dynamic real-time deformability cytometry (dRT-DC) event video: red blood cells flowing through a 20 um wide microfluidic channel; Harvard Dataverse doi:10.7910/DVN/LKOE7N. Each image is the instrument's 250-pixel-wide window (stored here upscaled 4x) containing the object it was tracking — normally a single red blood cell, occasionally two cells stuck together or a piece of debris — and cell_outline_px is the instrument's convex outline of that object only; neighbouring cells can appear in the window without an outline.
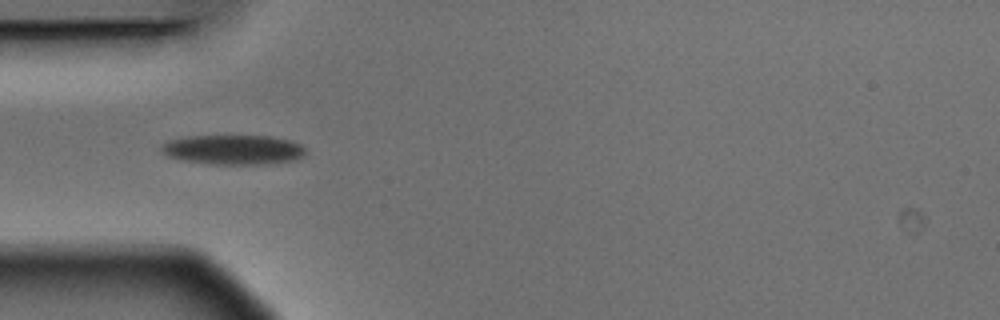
{"species": "Egyptian fruit bat (a non-hibernating species)", "species_latin": "Rousettus aegyptiacus", "temperature_condition": "warm", "stored_images_in_passage": 7, "camera_frame_rate_fps": 3000, "um_per_image_px": 0.085, "animal": {"sex": "male"}, "frame": {"image": 1, "passage_image": 3, "time_ms": 0.667, "image_size_px": [1000, 320], "cell_outline_px": [[308, 152], [304, 156], [296, 160], [264, 164], [212, 164], [180, 160], [164, 156], [160, 152], [160, 144], [168, 140], [188, 136], [268, 136], [292, 140], [300, 144]], "centroid_in_image_um": [19.79, 12.73], "position_along_channel_um": 65.2, "area_um2": 25.37}}
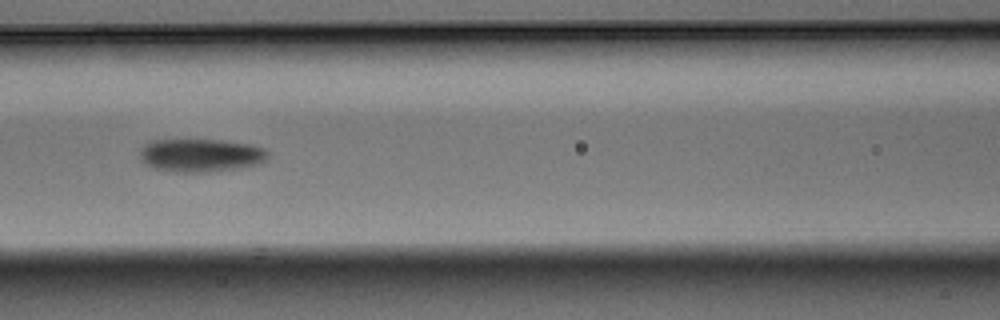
{"frame": {"image": 2, "passage_image": 5, "time_ms": 1.333, "image_size_px": [1000, 320], "cell_outline_px": [[268, 160], [260, 164], [240, 168], [208, 172], [176, 172], [152, 168], [140, 160], [140, 152], [144, 144], [152, 140], [224, 140], [248, 144], [264, 148], [268, 152]], "centroid_in_image_um": [17.08, 13.21], "position_along_channel_um": 149.5, "area_um2": 24.97}}
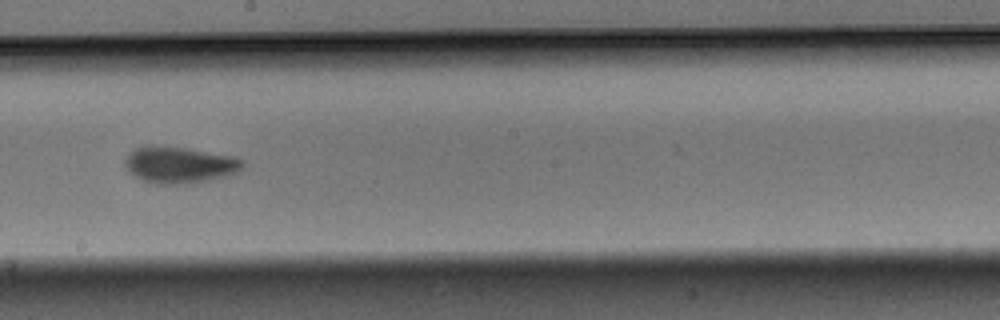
{"frame": {"image": 3, "passage_image": 7, "time_ms": 2.0, "image_size_px": [1000, 320], "cell_outline_px": [[244, 168], [240, 172], [228, 176], [192, 184], [156, 184], [132, 176], [124, 168], [124, 160], [128, 152], [132, 148], [144, 144], [188, 148], [232, 156], [244, 160]], "centroid_in_image_um": [15.22, 14.01], "position_along_channel_um": 233.0, "area_um2": 25.89}}